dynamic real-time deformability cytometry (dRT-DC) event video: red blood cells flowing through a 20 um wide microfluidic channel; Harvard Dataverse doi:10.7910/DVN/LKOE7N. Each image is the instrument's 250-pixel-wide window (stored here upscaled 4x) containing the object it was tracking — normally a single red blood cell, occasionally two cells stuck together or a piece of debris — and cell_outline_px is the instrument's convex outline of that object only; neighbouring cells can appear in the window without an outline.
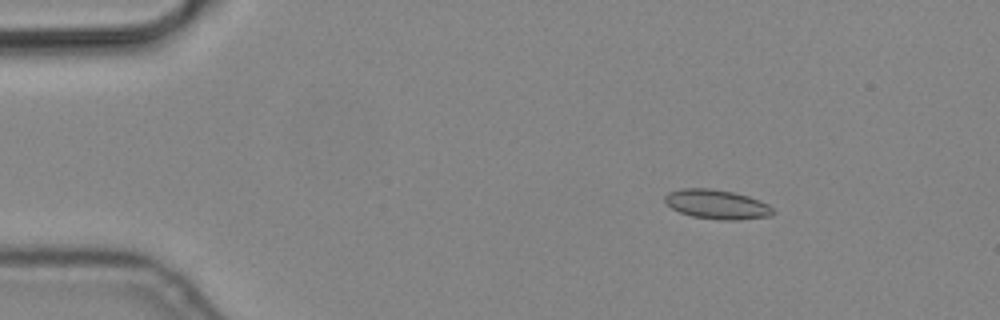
{"species": "common noctule bat (a hibernating species)", "species_latin": "Nyctalus noctula", "temperature_condition": "cold", "stored_images_in_passage": 4, "camera_frame_rate_fps": 3000, "um_per_image_px": 0.085, "animal": {"sex": "male", "body_mass_g": 19.2, "forearm_length_mm": 51.8}, "frame": {"image": 1, "passage_image": 2, "time_ms": 0.333, "image_size_px": [1000, 320], "cell_outline_px": [[776, 212], [772, 216], [740, 220], [720, 220], [692, 216], [680, 212], [672, 208], [664, 200], [664, 196], [668, 192], [680, 188], [712, 188], [732, 192], [748, 196], [760, 200], [768, 204]], "centroid_in_image_um": [60.96, 17.37], "position_along_channel_um": 24.0, "area_um2": 18.67}}